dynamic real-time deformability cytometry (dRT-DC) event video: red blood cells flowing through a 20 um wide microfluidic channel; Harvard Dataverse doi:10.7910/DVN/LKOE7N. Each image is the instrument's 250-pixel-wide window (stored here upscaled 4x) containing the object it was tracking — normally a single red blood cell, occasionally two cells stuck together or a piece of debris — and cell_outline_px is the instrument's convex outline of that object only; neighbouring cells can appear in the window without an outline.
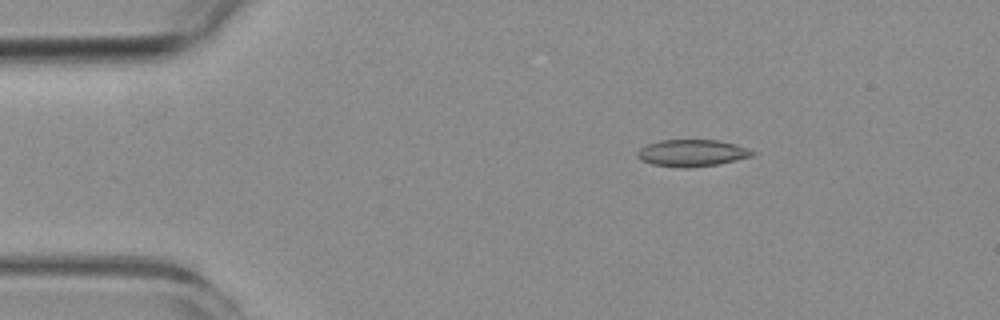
{"species": "common noctule bat (a hibernating species)", "species_latin": "Nyctalus noctula", "temperature_condition": "room temperature", "stored_images_in_passage": 5, "camera_frame_rate_fps": 3000, "um_per_image_px": 0.085, "animal": {"sex": "female", "body_mass_g": 19.3, "forearm_length_mm": 54.1}, "frame": {"image": 1, "passage_image": 2, "time_ms": 1.333, "image_size_px": [1000, 320], "cell_outline_px": [[756, 156], [716, 164], [688, 168], [684, 168], [652, 164], [640, 160], [636, 156], [636, 152], [640, 148], [648, 144], [660, 140], [720, 140], [736, 144], [748, 148], [756, 152]], "centroid_in_image_um": [58.84, 13.0], "position_along_channel_um": 26.2, "area_um2": 18.15}}